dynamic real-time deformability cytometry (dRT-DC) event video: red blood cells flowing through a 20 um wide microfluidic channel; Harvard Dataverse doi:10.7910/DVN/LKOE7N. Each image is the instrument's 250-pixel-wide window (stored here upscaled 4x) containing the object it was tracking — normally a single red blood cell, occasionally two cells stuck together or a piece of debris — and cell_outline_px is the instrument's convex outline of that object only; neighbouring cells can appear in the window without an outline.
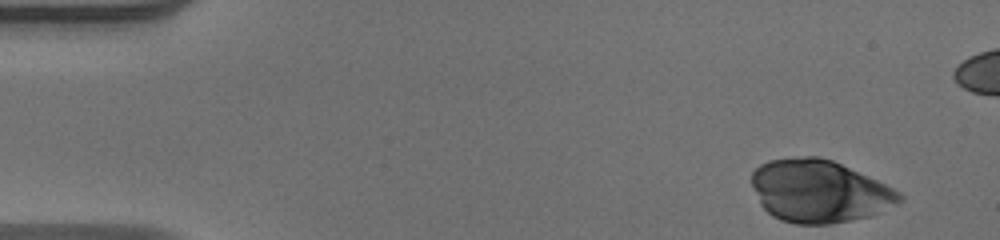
{"species": "human", "species_latin": "Homo sapiens", "temperature_condition": "warm", "stored_images_in_passage": 45, "camera_frame_rate_fps": 3000, "um_per_image_px": 0.085, "donor": {"sex": "male"}, "frame": {"image": 1, "passage_image": 1, "time_ms": 0.0, "image_size_px": [1000, 240], "cell_outline_px": [[904, 200], [872, 216], [832, 224], [796, 224], [780, 220], [772, 216], [760, 204], [752, 184], [752, 172], [760, 164], [768, 160], [804, 156], [820, 156], [832, 160], [876, 180], [900, 192], [904, 196]], "centroid_in_image_um": [69.63, 16.26], "position_along_channel_um": 15.4, "area_um2": 53.81}}
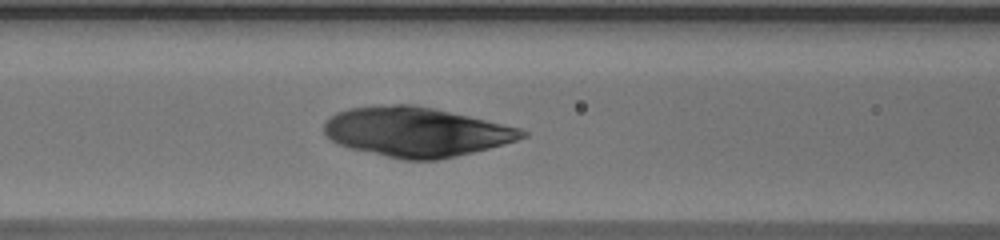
{"frame": {"image": 2, "passage_image": 19, "time_ms": 6.0, "image_size_px": [1000, 240], "cell_outline_px": [[528, 136], [516, 140], [488, 148], [456, 156], [436, 160], [404, 160], [348, 148], [332, 140], [324, 132], [324, 124], [336, 112], [348, 108], [376, 104], [412, 104], [432, 108], [468, 116], [520, 128], [528, 132]], "centroid_in_image_um": [35.34, 11.2], "position_along_channel_um": 131.3, "area_um2": 56.82}}
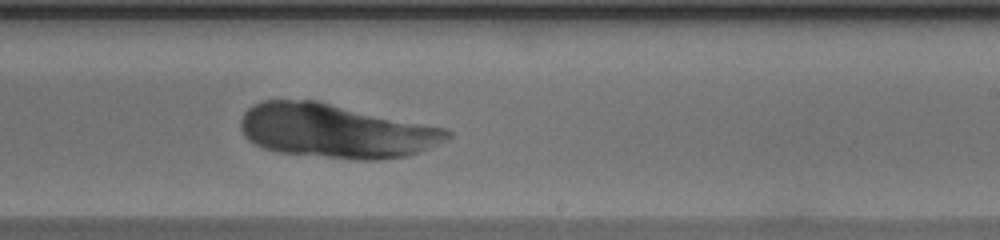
{"frame": {"image": 3, "passage_image": 29, "time_ms": 9.333, "image_size_px": [1000, 240], "cell_outline_px": [[452, 136], [448, 140], [420, 152], [408, 156], [380, 160], [356, 160], [276, 152], [264, 148], [248, 140], [244, 136], [240, 128], [240, 120], [244, 112], [252, 104], [260, 100], [316, 100], [448, 128], [452, 132]], "centroid_in_image_um": [28.56, 11.13], "position_along_channel_um": 260.4, "area_um2": 65.78}}